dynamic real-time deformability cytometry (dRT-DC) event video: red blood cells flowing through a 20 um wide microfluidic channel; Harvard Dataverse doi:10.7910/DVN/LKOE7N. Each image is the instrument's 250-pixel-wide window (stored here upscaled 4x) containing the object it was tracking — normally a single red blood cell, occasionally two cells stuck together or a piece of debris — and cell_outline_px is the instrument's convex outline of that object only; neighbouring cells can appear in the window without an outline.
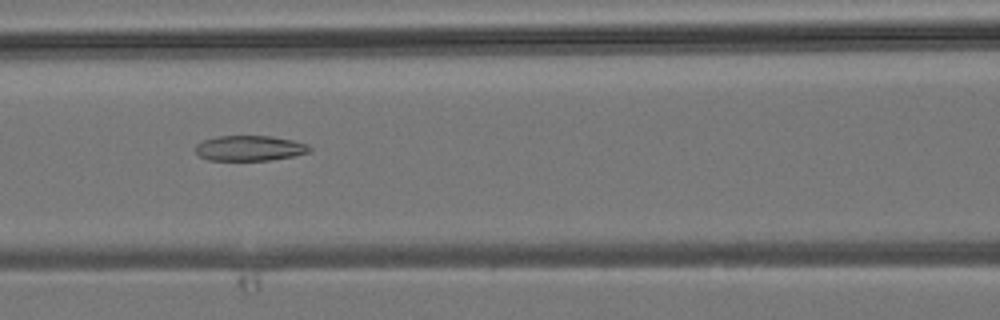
{"species": "common noctule bat (a hibernating species)", "species_latin": "Nyctalus noctula", "temperature_condition": "room temperature", "stored_images_in_passage": 31, "segment_of_instrument_passage": [1, 2], "camera_frame_rate_fps": 3000, "um_per_image_px": 0.085, "animal": {"sex": "male", "body_mass_g": 19.2, "forearm_length_mm": 51.8}, "frame": {"image": 1, "passage_image": 6, "time_ms": 1.667, "image_size_px": [1000, 320], "cell_outline_px": [[312, 148], [308, 152], [292, 156], [272, 160], [208, 160], [200, 156], [196, 152], [196, 144], [204, 140], [216, 136], [272, 136], [292, 140], [308, 144]], "centroid_in_image_um": [21.22, 12.59], "position_along_channel_um": 145.4, "area_um2": 16.76}}
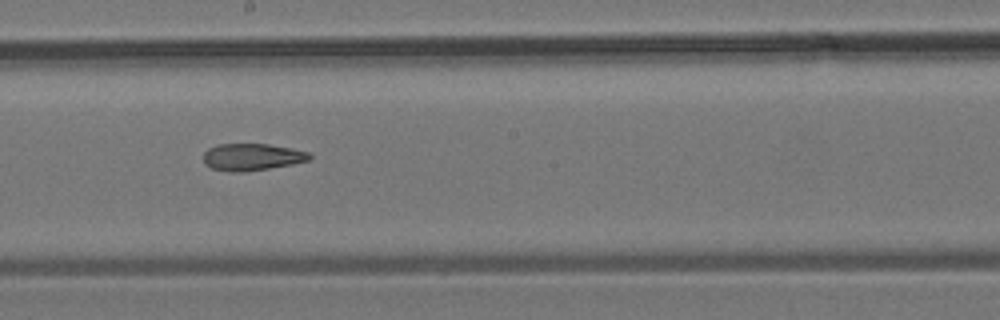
{"frame": {"image": 2, "passage_image": 11, "time_ms": 3.333, "image_size_px": [1000, 320], "cell_outline_px": [[312, 156], [308, 160], [292, 164], [244, 172], [228, 172], [212, 168], [204, 164], [204, 152], [208, 148], [216, 144], [268, 144], [292, 148], [308, 152]], "centroid_in_image_um": [21.38, 13.34], "position_along_channel_um": 226.8, "area_um2": 16.7}}
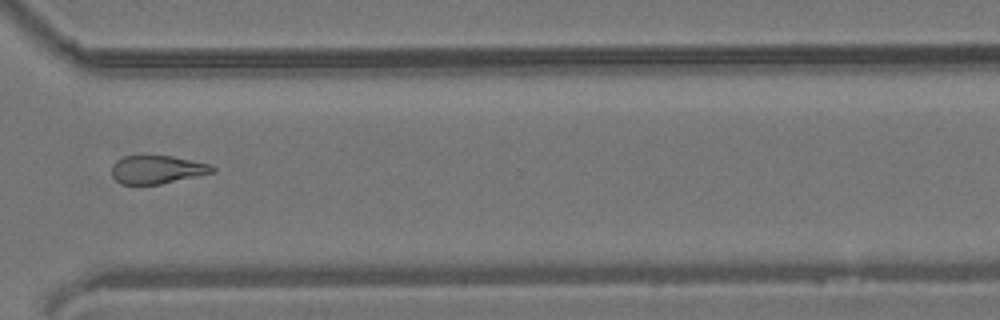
{"frame": {"image": 3, "passage_image": 19, "time_ms": 6.0, "image_size_px": [1000, 320], "cell_outline_px": [[216, 172], [160, 184], [120, 184], [112, 176], [112, 164], [116, 160], [124, 156], [172, 156], [208, 164], [216, 168]], "centroid_in_image_um": [13.34, 14.42], "position_along_channel_um": 357.3, "area_um2": 16.47}}